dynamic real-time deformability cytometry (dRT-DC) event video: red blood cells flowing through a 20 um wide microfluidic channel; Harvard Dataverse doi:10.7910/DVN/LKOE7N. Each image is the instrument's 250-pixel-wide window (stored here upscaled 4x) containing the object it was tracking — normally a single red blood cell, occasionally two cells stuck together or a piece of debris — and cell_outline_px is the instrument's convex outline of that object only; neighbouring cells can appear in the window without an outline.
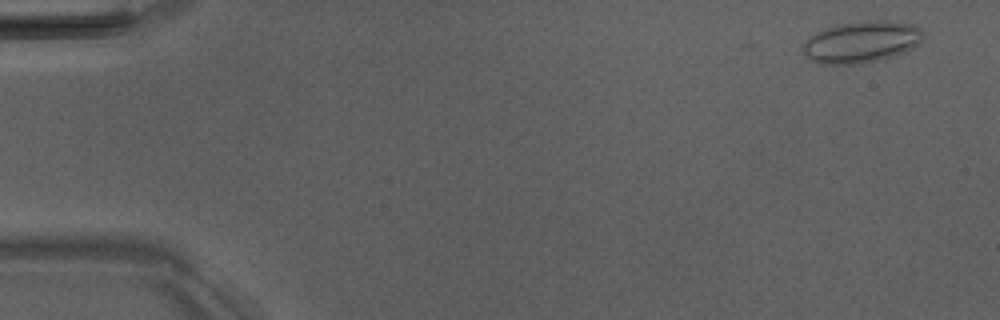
{"species": "Egyptian fruit bat (a non-hibernating species)", "species_latin": "Rousettus aegyptiacus", "temperature_condition": "room temperature", "stored_images_in_passage": 4, "camera_frame_rate_fps": 3000, "um_per_image_px": 0.085, "animal": {"sex": "male"}, "frame": {"image": 1, "passage_image": 1, "time_ms": 0.0, "image_size_px": [1000, 320], "cell_outline_px": [[928, 36], [912, 48], [904, 52], [892, 56], [860, 64], [824, 64], [812, 60], [800, 48], [816, 32], [836, 24], [876, 20], [884, 20], [912, 24], [920, 28]], "centroid_in_image_um": [73.28, 3.56], "position_along_channel_um": 11.7, "area_um2": 29.02}}